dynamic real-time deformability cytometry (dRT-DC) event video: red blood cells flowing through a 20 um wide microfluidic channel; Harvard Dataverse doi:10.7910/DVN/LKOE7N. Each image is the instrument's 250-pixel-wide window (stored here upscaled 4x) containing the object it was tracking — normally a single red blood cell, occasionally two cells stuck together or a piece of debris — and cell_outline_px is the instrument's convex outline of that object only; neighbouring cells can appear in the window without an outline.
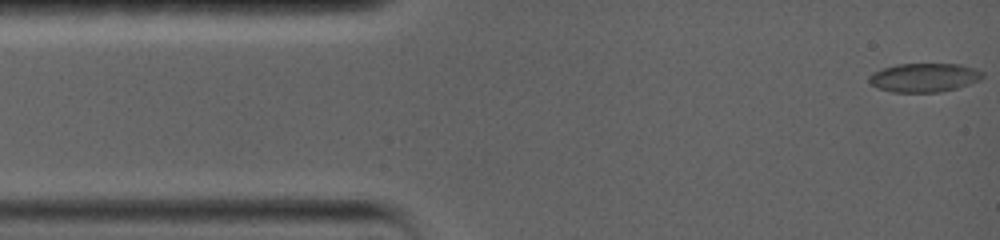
{"species": "common noctule bat (a hibernating species)", "species_latin": "Nyctalus noctula", "temperature_condition": "warm", "stored_images_in_passage": 29, "camera_frame_rate_fps": 5000, "um_per_image_px": 0.085, "animal": {"sex": "female", "body_mass_g": 19.0, "forearm_length_mm": 56.7}, "frame": {"image": 1, "passage_image": 1, "time_ms": 0.0, "image_size_px": [1000, 240], "cell_outline_px": [[984, 76], [980, 80], [956, 88], [940, 92], [892, 92], [876, 88], [868, 80], [868, 76], [872, 72], [896, 64], [960, 64], [976, 68], [984, 72]], "centroid_in_image_um": [78.56, 6.59], "position_along_channel_um": 6.4, "area_um2": 19.19}}
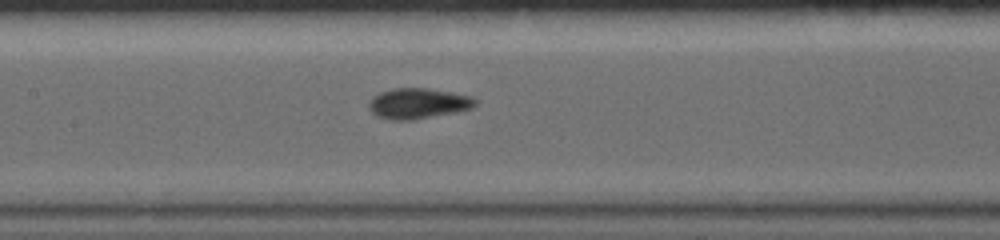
{"frame": {"image": 2, "passage_image": 13, "time_ms": 6.8, "image_size_px": [1000, 240], "cell_outline_px": [[476, 104], [472, 108], [456, 112], [412, 120], [392, 120], [376, 116], [368, 108], [368, 104], [372, 96], [380, 92], [392, 88], [428, 88], [472, 96], [476, 100]], "centroid_in_image_um": [35.51, 8.79], "position_along_channel_um": 171.9, "area_um2": 19.02}}
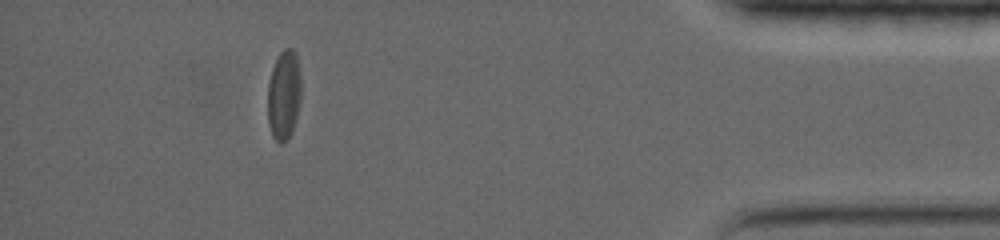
{"frame": {"image": 3, "passage_image": 25, "time_ms": 15.0, "image_size_px": [1000, 240], "cell_outline_px": [[300, 100], [292, 132], [280, 144], [272, 136], [268, 124], [268, 84], [272, 68], [280, 52], [284, 48], [292, 48], [296, 52], [300, 72]], "centroid_in_image_um": [24.12, 8.04], "position_along_channel_um": 411.1, "area_um2": 17.4}, "authors_computed_cell_mechanics": {"area_um2": 18.4382, "velocity_mm_per_s": 3.5833, "shape_relaxation_time_tau1_ms": 3.1996, "shape_relaxation_time_tau2_ms": 3.0461, "deformation_change_tau1": 0.1309, "deformation_change_tau2": 0.0592}}